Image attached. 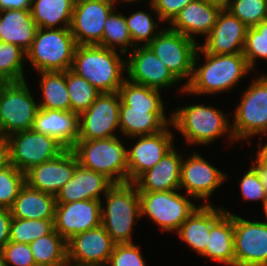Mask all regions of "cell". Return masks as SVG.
Returning a JSON list of instances; mask_svg holds the SVG:
<instances>
[{
    "label": "cell",
    "instance_id": "obj_15",
    "mask_svg": "<svg viewBox=\"0 0 267 266\" xmlns=\"http://www.w3.org/2000/svg\"><path fill=\"white\" fill-rule=\"evenodd\" d=\"M132 50L125 58L126 79L130 82L161 91L180 81L148 46H136Z\"/></svg>",
    "mask_w": 267,
    "mask_h": 266
},
{
    "label": "cell",
    "instance_id": "obj_53",
    "mask_svg": "<svg viewBox=\"0 0 267 266\" xmlns=\"http://www.w3.org/2000/svg\"><path fill=\"white\" fill-rule=\"evenodd\" d=\"M208 3H212V4H216L222 8H226L227 7V0H205Z\"/></svg>",
    "mask_w": 267,
    "mask_h": 266
},
{
    "label": "cell",
    "instance_id": "obj_56",
    "mask_svg": "<svg viewBox=\"0 0 267 266\" xmlns=\"http://www.w3.org/2000/svg\"><path fill=\"white\" fill-rule=\"evenodd\" d=\"M157 1H158V0H150V1H149V2H150V6H151V5H154Z\"/></svg>",
    "mask_w": 267,
    "mask_h": 266
},
{
    "label": "cell",
    "instance_id": "obj_45",
    "mask_svg": "<svg viewBox=\"0 0 267 266\" xmlns=\"http://www.w3.org/2000/svg\"><path fill=\"white\" fill-rule=\"evenodd\" d=\"M108 266H146L140 249L134 243L116 244Z\"/></svg>",
    "mask_w": 267,
    "mask_h": 266
},
{
    "label": "cell",
    "instance_id": "obj_10",
    "mask_svg": "<svg viewBox=\"0 0 267 266\" xmlns=\"http://www.w3.org/2000/svg\"><path fill=\"white\" fill-rule=\"evenodd\" d=\"M177 191L139 192L141 217L147 215L163 231L177 232L199 207Z\"/></svg>",
    "mask_w": 267,
    "mask_h": 266
},
{
    "label": "cell",
    "instance_id": "obj_42",
    "mask_svg": "<svg viewBox=\"0 0 267 266\" xmlns=\"http://www.w3.org/2000/svg\"><path fill=\"white\" fill-rule=\"evenodd\" d=\"M243 55L250 69L258 58L267 60V19L247 29Z\"/></svg>",
    "mask_w": 267,
    "mask_h": 266
},
{
    "label": "cell",
    "instance_id": "obj_13",
    "mask_svg": "<svg viewBox=\"0 0 267 266\" xmlns=\"http://www.w3.org/2000/svg\"><path fill=\"white\" fill-rule=\"evenodd\" d=\"M113 0H76L70 31L77 45H98L103 36L104 23L116 10Z\"/></svg>",
    "mask_w": 267,
    "mask_h": 266
},
{
    "label": "cell",
    "instance_id": "obj_34",
    "mask_svg": "<svg viewBox=\"0 0 267 266\" xmlns=\"http://www.w3.org/2000/svg\"><path fill=\"white\" fill-rule=\"evenodd\" d=\"M121 101L140 109H165L160 90L125 80L118 91Z\"/></svg>",
    "mask_w": 267,
    "mask_h": 266
},
{
    "label": "cell",
    "instance_id": "obj_18",
    "mask_svg": "<svg viewBox=\"0 0 267 266\" xmlns=\"http://www.w3.org/2000/svg\"><path fill=\"white\" fill-rule=\"evenodd\" d=\"M101 208L99 200L57 203L54 229L67 241L75 234L97 228L101 225Z\"/></svg>",
    "mask_w": 267,
    "mask_h": 266
},
{
    "label": "cell",
    "instance_id": "obj_26",
    "mask_svg": "<svg viewBox=\"0 0 267 266\" xmlns=\"http://www.w3.org/2000/svg\"><path fill=\"white\" fill-rule=\"evenodd\" d=\"M32 129L57 139L67 149L78 141V115L71 111L39 108Z\"/></svg>",
    "mask_w": 267,
    "mask_h": 266
},
{
    "label": "cell",
    "instance_id": "obj_48",
    "mask_svg": "<svg viewBox=\"0 0 267 266\" xmlns=\"http://www.w3.org/2000/svg\"><path fill=\"white\" fill-rule=\"evenodd\" d=\"M32 0H0V11L5 10H31Z\"/></svg>",
    "mask_w": 267,
    "mask_h": 266
},
{
    "label": "cell",
    "instance_id": "obj_29",
    "mask_svg": "<svg viewBox=\"0 0 267 266\" xmlns=\"http://www.w3.org/2000/svg\"><path fill=\"white\" fill-rule=\"evenodd\" d=\"M56 204L55 195L41 192L25 184L10 211L14 218L54 220Z\"/></svg>",
    "mask_w": 267,
    "mask_h": 266
},
{
    "label": "cell",
    "instance_id": "obj_32",
    "mask_svg": "<svg viewBox=\"0 0 267 266\" xmlns=\"http://www.w3.org/2000/svg\"><path fill=\"white\" fill-rule=\"evenodd\" d=\"M39 74L43 97V101L38 103L39 108L71 111L66 71H42Z\"/></svg>",
    "mask_w": 267,
    "mask_h": 266
},
{
    "label": "cell",
    "instance_id": "obj_52",
    "mask_svg": "<svg viewBox=\"0 0 267 266\" xmlns=\"http://www.w3.org/2000/svg\"><path fill=\"white\" fill-rule=\"evenodd\" d=\"M67 266H108L107 264L74 263L68 262Z\"/></svg>",
    "mask_w": 267,
    "mask_h": 266
},
{
    "label": "cell",
    "instance_id": "obj_37",
    "mask_svg": "<svg viewBox=\"0 0 267 266\" xmlns=\"http://www.w3.org/2000/svg\"><path fill=\"white\" fill-rule=\"evenodd\" d=\"M25 57L26 52L19 46L0 42V82L24 81Z\"/></svg>",
    "mask_w": 267,
    "mask_h": 266
},
{
    "label": "cell",
    "instance_id": "obj_16",
    "mask_svg": "<svg viewBox=\"0 0 267 266\" xmlns=\"http://www.w3.org/2000/svg\"><path fill=\"white\" fill-rule=\"evenodd\" d=\"M192 154L189 158L182 160L180 188H184L192 199H203L204 205H210L207 202L208 198L224 183V180L226 181L227 174L215 168L196 152Z\"/></svg>",
    "mask_w": 267,
    "mask_h": 266
},
{
    "label": "cell",
    "instance_id": "obj_2",
    "mask_svg": "<svg viewBox=\"0 0 267 266\" xmlns=\"http://www.w3.org/2000/svg\"><path fill=\"white\" fill-rule=\"evenodd\" d=\"M126 60L117 50L99 45H77L71 70L101 93L118 92L126 78Z\"/></svg>",
    "mask_w": 267,
    "mask_h": 266
},
{
    "label": "cell",
    "instance_id": "obj_40",
    "mask_svg": "<svg viewBox=\"0 0 267 266\" xmlns=\"http://www.w3.org/2000/svg\"><path fill=\"white\" fill-rule=\"evenodd\" d=\"M25 173L8 163L0 169V207L10 209L22 187Z\"/></svg>",
    "mask_w": 267,
    "mask_h": 266
},
{
    "label": "cell",
    "instance_id": "obj_14",
    "mask_svg": "<svg viewBox=\"0 0 267 266\" xmlns=\"http://www.w3.org/2000/svg\"><path fill=\"white\" fill-rule=\"evenodd\" d=\"M235 266H267V222L233 214Z\"/></svg>",
    "mask_w": 267,
    "mask_h": 266
},
{
    "label": "cell",
    "instance_id": "obj_49",
    "mask_svg": "<svg viewBox=\"0 0 267 266\" xmlns=\"http://www.w3.org/2000/svg\"><path fill=\"white\" fill-rule=\"evenodd\" d=\"M9 163L7 137L0 136V169Z\"/></svg>",
    "mask_w": 267,
    "mask_h": 266
},
{
    "label": "cell",
    "instance_id": "obj_7",
    "mask_svg": "<svg viewBox=\"0 0 267 266\" xmlns=\"http://www.w3.org/2000/svg\"><path fill=\"white\" fill-rule=\"evenodd\" d=\"M29 90L26 80L0 82V128L3 136L32 129L39 105Z\"/></svg>",
    "mask_w": 267,
    "mask_h": 266
},
{
    "label": "cell",
    "instance_id": "obj_33",
    "mask_svg": "<svg viewBox=\"0 0 267 266\" xmlns=\"http://www.w3.org/2000/svg\"><path fill=\"white\" fill-rule=\"evenodd\" d=\"M29 245L36 266H67V241L55 229Z\"/></svg>",
    "mask_w": 267,
    "mask_h": 266
},
{
    "label": "cell",
    "instance_id": "obj_12",
    "mask_svg": "<svg viewBox=\"0 0 267 266\" xmlns=\"http://www.w3.org/2000/svg\"><path fill=\"white\" fill-rule=\"evenodd\" d=\"M120 95L118 92L101 93L97 99L78 116V140H94L116 137L119 129Z\"/></svg>",
    "mask_w": 267,
    "mask_h": 266
},
{
    "label": "cell",
    "instance_id": "obj_36",
    "mask_svg": "<svg viewBox=\"0 0 267 266\" xmlns=\"http://www.w3.org/2000/svg\"><path fill=\"white\" fill-rule=\"evenodd\" d=\"M115 12L114 10L104 23L102 40L98 45L112 50H116L117 46H120L119 51L122 55L130 51L127 46L131 49L136 46L132 42L125 16L121 12L118 14Z\"/></svg>",
    "mask_w": 267,
    "mask_h": 266
},
{
    "label": "cell",
    "instance_id": "obj_1",
    "mask_svg": "<svg viewBox=\"0 0 267 266\" xmlns=\"http://www.w3.org/2000/svg\"><path fill=\"white\" fill-rule=\"evenodd\" d=\"M202 52L205 55V63L197 67V59L200 57L199 53ZM251 71L243 53L210 54L198 46L193 61L191 80L182 86L181 92L190 95L218 94L235 87L240 79Z\"/></svg>",
    "mask_w": 267,
    "mask_h": 266
},
{
    "label": "cell",
    "instance_id": "obj_39",
    "mask_svg": "<svg viewBox=\"0 0 267 266\" xmlns=\"http://www.w3.org/2000/svg\"><path fill=\"white\" fill-rule=\"evenodd\" d=\"M225 9L248 28L267 19V0H232Z\"/></svg>",
    "mask_w": 267,
    "mask_h": 266
},
{
    "label": "cell",
    "instance_id": "obj_28",
    "mask_svg": "<svg viewBox=\"0 0 267 266\" xmlns=\"http://www.w3.org/2000/svg\"><path fill=\"white\" fill-rule=\"evenodd\" d=\"M36 31L30 11H0V42L15 44L26 52L33 43Z\"/></svg>",
    "mask_w": 267,
    "mask_h": 266
},
{
    "label": "cell",
    "instance_id": "obj_44",
    "mask_svg": "<svg viewBox=\"0 0 267 266\" xmlns=\"http://www.w3.org/2000/svg\"><path fill=\"white\" fill-rule=\"evenodd\" d=\"M4 266H36L31 247L26 243L9 241L1 251Z\"/></svg>",
    "mask_w": 267,
    "mask_h": 266
},
{
    "label": "cell",
    "instance_id": "obj_21",
    "mask_svg": "<svg viewBox=\"0 0 267 266\" xmlns=\"http://www.w3.org/2000/svg\"><path fill=\"white\" fill-rule=\"evenodd\" d=\"M247 29L242 21L223 8L204 44L198 46L210 54L243 53Z\"/></svg>",
    "mask_w": 267,
    "mask_h": 266
},
{
    "label": "cell",
    "instance_id": "obj_4",
    "mask_svg": "<svg viewBox=\"0 0 267 266\" xmlns=\"http://www.w3.org/2000/svg\"><path fill=\"white\" fill-rule=\"evenodd\" d=\"M101 225L116 244L133 243L135 219L141 218L140 197L134 183L114 184L104 195Z\"/></svg>",
    "mask_w": 267,
    "mask_h": 266
},
{
    "label": "cell",
    "instance_id": "obj_50",
    "mask_svg": "<svg viewBox=\"0 0 267 266\" xmlns=\"http://www.w3.org/2000/svg\"><path fill=\"white\" fill-rule=\"evenodd\" d=\"M253 167L257 170L259 173L262 183L265 187V190L267 192V164L262 162H254Z\"/></svg>",
    "mask_w": 267,
    "mask_h": 266
},
{
    "label": "cell",
    "instance_id": "obj_6",
    "mask_svg": "<svg viewBox=\"0 0 267 266\" xmlns=\"http://www.w3.org/2000/svg\"><path fill=\"white\" fill-rule=\"evenodd\" d=\"M76 46L70 28H37L26 59L38 72L66 71L72 67Z\"/></svg>",
    "mask_w": 267,
    "mask_h": 266
},
{
    "label": "cell",
    "instance_id": "obj_35",
    "mask_svg": "<svg viewBox=\"0 0 267 266\" xmlns=\"http://www.w3.org/2000/svg\"><path fill=\"white\" fill-rule=\"evenodd\" d=\"M66 84L69 92L71 112L78 116L101 94L93 85L71 69L66 70Z\"/></svg>",
    "mask_w": 267,
    "mask_h": 266
},
{
    "label": "cell",
    "instance_id": "obj_23",
    "mask_svg": "<svg viewBox=\"0 0 267 266\" xmlns=\"http://www.w3.org/2000/svg\"><path fill=\"white\" fill-rule=\"evenodd\" d=\"M222 9V7L205 0H194L168 23L170 24L169 28L193 40H196L194 39L195 34L206 37L214 27Z\"/></svg>",
    "mask_w": 267,
    "mask_h": 266
},
{
    "label": "cell",
    "instance_id": "obj_54",
    "mask_svg": "<svg viewBox=\"0 0 267 266\" xmlns=\"http://www.w3.org/2000/svg\"><path fill=\"white\" fill-rule=\"evenodd\" d=\"M113 1H114L115 3L118 2V1H119V2H120V1H122V2H123V1H124V2H134V3H135V1H138V0H113Z\"/></svg>",
    "mask_w": 267,
    "mask_h": 266
},
{
    "label": "cell",
    "instance_id": "obj_20",
    "mask_svg": "<svg viewBox=\"0 0 267 266\" xmlns=\"http://www.w3.org/2000/svg\"><path fill=\"white\" fill-rule=\"evenodd\" d=\"M116 243L105 228H97L73 235L67 240V261L74 263L108 264Z\"/></svg>",
    "mask_w": 267,
    "mask_h": 266
},
{
    "label": "cell",
    "instance_id": "obj_24",
    "mask_svg": "<svg viewBox=\"0 0 267 266\" xmlns=\"http://www.w3.org/2000/svg\"><path fill=\"white\" fill-rule=\"evenodd\" d=\"M173 147L154 167L144 172L134 184L139 192L180 190L183 157Z\"/></svg>",
    "mask_w": 267,
    "mask_h": 266
},
{
    "label": "cell",
    "instance_id": "obj_27",
    "mask_svg": "<svg viewBox=\"0 0 267 266\" xmlns=\"http://www.w3.org/2000/svg\"><path fill=\"white\" fill-rule=\"evenodd\" d=\"M225 213V207L199 206L180 226L179 238L201 255L207 247L212 225Z\"/></svg>",
    "mask_w": 267,
    "mask_h": 266
},
{
    "label": "cell",
    "instance_id": "obj_5",
    "mask_svg": "<svg viewBox=\"0 0 267 266\" xmlns=\"http://www.w3.org/2000/svg\"><path fill=\"white\" fill-rule=\"evenodd\" d=\"M71 149L81 166L105 175L114 184L128 183L127 148L119 137L78 140Z\"/></svg>",
    "mask_w": 267,
    "mask_h": 266
},
{
    "label": "cell",
    "instance_id": "obj_51",
    "mask_svg": "<svg viewBox=\"0 0 267 266\" xmlns=\"http://www.w3.org/2000/svg\"><path fill=\"white\" fill-rule=\"evenodd\" d=\"M257 158L253 162H262L267 164V142L264 146L261 145V142L258 144Z\"/></svg>",
    "mask_w": 267,
    "mask_h": 266
},
{
    "label": "cell",
    "instance_id": "obj_3",
    "mask_svg": "<svg viewBox=\"0 0 267 266\" xmlns=\"http://www.w3.org/2000/svg\"><path fill=\"white\" fill-rule=\"evenodd\" d=\"M171 125L185 137L190 145H206L228 134L230 142H236L232 124L220 109L204 104L181 107L171 114Z\"/></svg>",
    "mask_w": 267,
    "mask_h": 266
},
{
    "label": "cell",
    "instance_id": "obj_47",
    "mask_svg": "<svg viewBox=\"0 0 267 266\" xmlns=\"http://www.w3.org/2000/svg\"><path fill=\"white\" fill-rule=\"evenodd\" d=\"M12 214L10 209L0 207V252L10 241V225Z\"/></svg>",
    "mask_w": 267,
    "mask_h": 266
},
{
    "label": "cell",
    "instance_id": "obj_38",
    "mask_svg": "<svg viewBox=\"0 0 267 266\" xmlns=\"http://www.w3.org/2000/svg\"><path fill=\"white\" fill-rule=\"evenodd\" d=\"M54 220H31L12 217L10 241L30 244L36 239L49 234L54 229Z\"/></svg>",
    "mask_w": 267,
    "mask_h": 266
},
{
    "label": "cell",
    "instance_id": "obj_8",
    "mask_svg": "<svg viewBox=\"0 0 267 266\" xmlns=\"http://www.w3.org/2000/svg\"><path fill=\"white\" fill-rule=\"evenodd\" d=\"M242 94L232 125L236 142L267 134V74L255 77Z\"/></svg>",
    "mask_w": 267,
    "mask_h": 266
},
{
    "label": "cell",
    "instance_id": "obj_17",
    "mask_svg": "<svg viewBox=\"0 0 267 266\" xmlns=\"http://www.w3.org/2000/svg\"><path fill=\"white\" fill-rule=\"evenodd\" d=\"M169 125L153 135L137 138L131 149H127L128 182L134 183L144 172L154 167L174 146Z\"/></svg>",
    "mask_w": 267,
    "mask_h": 266
},
{
    "label": "cell",
    "instance_id": "obj_22",
    "mask_svg": "<svg viewBox=\"0 0 267 266\" xmlns=\"http://www.w3.org/2000/svg\"><path fill=\"white\" fill-rule=\"evenodd\" d=\"M114 185L105 175L77 165L73 176L56 194V203H70L80 200H99L100 196Z\"/></svg>",
    "mask_w": 267,
    "mask_h": 266
},
{
    "label": "cell",
    "instance_id": "obj_41",
    "mask_svg": "<svg viewBox=\"0 0 267 266\" xmlns=\"http://www.w3.org/2000/svg\"><path fill=\"white\" fill-rule=\"evenodd\" d=\"M125 20L135 46H138L135 42H145L142 45L147 46L161 31L156 32L158 24L151 14L141 10L131 13Z\"/></svg>",
    "mask_w": 267,
    "mask_h": 266
},
{
    "label": "cell",
    "instance_id": "obj_31",
    "mask_svg": "<svg viewBox=\"0 0 267 266\" xmlns=\"http://www.w3.org/2000/svg\"><path fill=\"white\" fill-rule=\"evenodd\" d=\"M75 1L32 0L30 12L37 28H70Z\"/></svg>",
    "mask_w": 267,
    "mask_h": 266
},
{
    "label": "cell",
    "instance_id": "obj_46",
    "mask_svg": "<svg viewBox=\"0 0 267 266\" xmlns=\"http://www.w3.org/2000/svg\"><path fill=\"white\" fill-rule=\"evenodd\" d=\"M194 0H158L151 5V11L155 12L161 22H171L175 16L190 2Z\"/></svg>",
    "mask_w": 267,
    "mask_h": 266
},
{
    "label": "cell",
    "instance_id": "obj_11",
    "mask_svg": "<svg viewBox=\"0 0 267 266\" xmlns=\"http://www.w3.org/2000/svg\"><path fill=\"white\" fill-rule=\"evenodd\" d=\"M160 29L147 46L180 81L188 77L187 84L193 74V61L199 44L170 28Z\"/></svg>",
    "mask_w": 267,
    "mask_h": 266
},
{
    "label": "cell",
    "instance_id": "obj_9",
    "mask_svg": "<svg viewBox=\"0 0 267 266\" xmlns=\"http://www.w3.org/2000/svg\"><path fill=\"white\" fill-rule=\"evenodd\" d=\"M9 163L22 172L52 160L67 148L57 139L33 129L16 132L7 137Z\"/></svg>",
    "mask_w": 267,
    "mask_h": 266
},
{
    "label": "cell",
    "instance_id": "obj_25",
    "mask_svg": "<svg viewBox=\"0 0 267 266\" xmlns=\"http://www.w3.org/2000/svg\"><path fill=\"white\" fill-rule=\"evenodd\" d=\"M169 119L165 109L132 108L120 101L119 130L128 138L159 133L171 126V117Z\"/></svg>",
    "mask_w": 267,
    "mask_h": 266
},
{
    "label": "cell",
    "instance_id": "obj_19",
    "mask_svg": "<svg viewBox=\"0 0 267 266\" xmlns=\"http://www.w3.org/2000/svg\"><path fill=\"white\" fill-rule=\"evenodd\" d=\"M78 164L72 149H66L58 157L31 167L25 172V182L33 189L56 196L72 178Z\"/></svg>",
    "mask_w": 267,
    "mask_h": 266
},
{
    "label": "cell",
    "instance_id": "obj_55",
    "mask_svg": "<svg viewBox=\"0 0 267 266\" xmlns=\"http://www.w3.org/2000/svg\"><path fill=\"white\" fill-rule=\"evenodd\" d=\"M0 266H4V262H3V258H2L1 252H0Z\"/></svg>",
    "mask_w": 267,
    "mask_h": 266
},
{
    "label": "cell",
    "instance_id": "obj_30",
    "mask_svg": "<svg viewBox=\"0 0 267 266\" xmlns=\"http://www.w3.org/2000/svg\"><path fill=\"white\" fill-rule=\"evenodd\" d=\"M233 213H225L212 225L208 235L206 250L201 254L206 258L235 266Z\"/></svg>",
    "mask_w": 267,
    "mask_h": 266
},
{
    "label": "cell",
    "instance_id": "obj_57",
    "mask_svg": "<svg viewBox=\"0 0 267 266\" xmlns=\"http://www.w3.org/2000/svg\"><path fill=\"white\" fill-rule=\"evenodd\" d=\"M264 212H265V216H266V219H267V206H266Z\"/></svg>",
    "mask_w": 267,
    "mask_h": 266
},
{
    "label": "cell",
    "instance_id": "obj_43",
    "mask_svg": "<svg viewBox=\"0 0 267 266\" xmlns=\"http://www.w3.org/2000/svg\"><path fill=\"white\" fill-rule=\"evenodd\" d=\"M240 181L242 198L247 201H261L265 210L267 206V192L257 170L251 166Z\"/></svg>",
    "mask_w": 267,
    "mask_h": 266
}]
</instances>
